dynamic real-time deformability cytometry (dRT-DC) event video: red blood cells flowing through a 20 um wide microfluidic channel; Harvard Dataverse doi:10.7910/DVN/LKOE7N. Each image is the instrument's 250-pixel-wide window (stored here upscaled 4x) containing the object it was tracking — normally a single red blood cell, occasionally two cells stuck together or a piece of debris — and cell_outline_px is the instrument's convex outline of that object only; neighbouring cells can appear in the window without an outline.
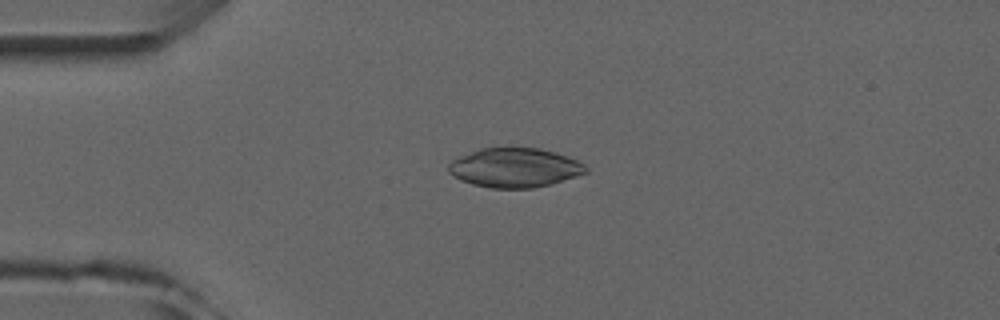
{"species": "common noctule bat (a hibernating species)", "species_latin": "Nyctalus noctula", "temperature_condition": "room temperature", "stored_images_in_passage": 4, "camera_frame_rate_fps": 3000, "um_per_image_px": 0.085, "animal": {"sex": "male", "forearm_length_mm": 52.5}, "frame": {"image": 1, "passage_image": 4, "time_ms": 4.0, "image_size_px": [1000, 320], "cell_outline_px": [[588, 172], [552, 184], [532, 188], [492, 188], [472, 184], [460, 180], [452, 176], [448, 172], [448, 164], [452, 160], [460, 156], [480, 148], [512, 144], [540, 148], [556, 152], [568, 156], [584, 164], [588, 168]], "centroid_in_image_um": [43.74, 14.21], "position_along_channel_um": 41.3, "area_um2": 32.43}}